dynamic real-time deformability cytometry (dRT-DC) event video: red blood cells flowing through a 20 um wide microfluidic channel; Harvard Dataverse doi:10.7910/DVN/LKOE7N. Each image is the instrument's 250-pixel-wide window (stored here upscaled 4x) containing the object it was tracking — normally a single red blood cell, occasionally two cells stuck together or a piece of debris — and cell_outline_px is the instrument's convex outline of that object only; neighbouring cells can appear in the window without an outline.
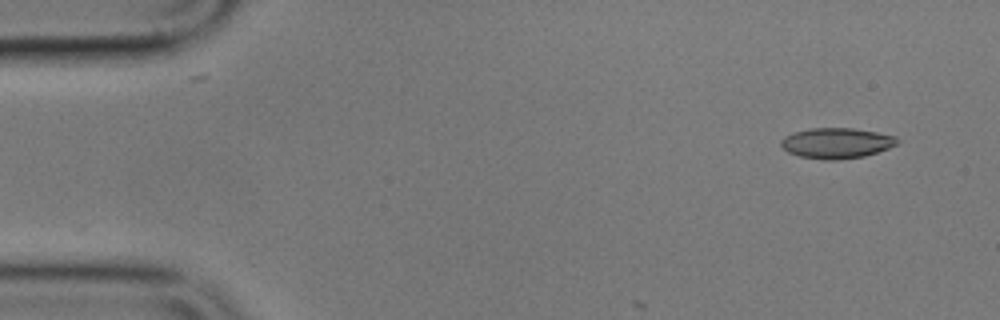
{"species": "common noctule bat (a hibernating species)", "species_latin": "Nyctalus noctula", "temperature_condition": "cold", "stored_images_in_passage": 4, "camera_frame_rate_fps": 3000, "um_per_image_px": 0.085, "animal": {"sex": "male", "body_mass_g": 17.9}, "frame": {"image": 1, "passage_image": 1, "time_ms": 0.0, "image_size_px": [1000, 320], "cell_outline_px": [[900, 140], [896, 144], [888, 148], [864, 156], [836, 160], [824, 160], [800, 156], [788, 152], [780, 144], [780, 140], [784, 136], [792, 132], [808, 128], [852, 128], [876, 132], [896, 136]], "centroid_in_image_um": [71.08, 12.15], "position_along_channel_um": 13.9, "area_um2": 20.69}}
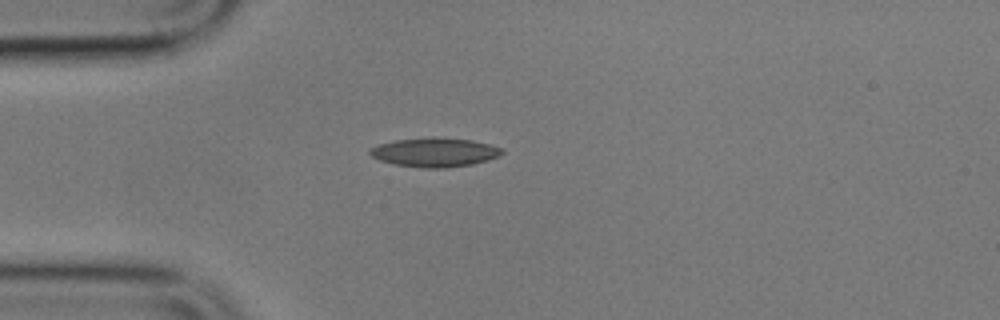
{"frame": {"image": 2, "passage_image": 4, "time_ms": 3.667, "image_size_px": [1000, 320], "cell_outline_px": [[504, 152], [500, 156], [488, 160], [472, 164], [448, 168], [424, 168], [396, 164], [380, 160], [372, 156], [368, 152], [376, 144], [396, 140], [432, 136], [472, 140], [504, 148]], "centroid_in_image_um": [36.98, 12.93], "position_along_channel_um": 48.0, "area_um2": 22.54}}